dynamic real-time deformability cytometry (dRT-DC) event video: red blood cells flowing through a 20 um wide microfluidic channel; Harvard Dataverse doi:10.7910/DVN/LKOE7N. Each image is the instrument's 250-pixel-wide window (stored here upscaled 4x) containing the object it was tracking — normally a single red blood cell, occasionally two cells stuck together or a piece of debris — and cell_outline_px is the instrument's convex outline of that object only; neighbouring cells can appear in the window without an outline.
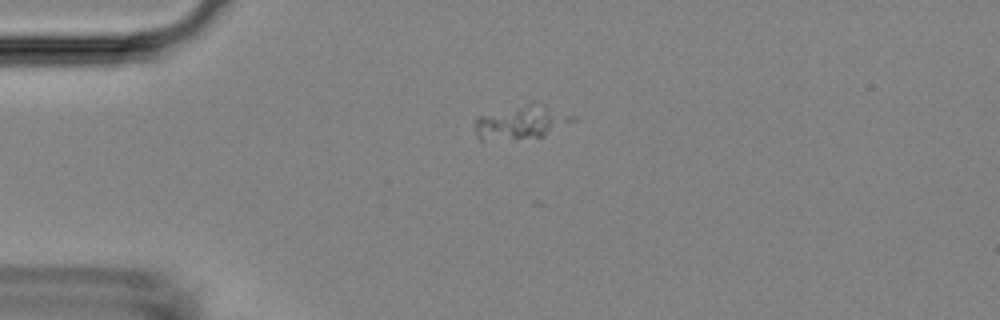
{"species": "Egyptian fruit bat (a non-hibernating species)", "species_latin": "Rousettus aegyptiacus", "temperature_condition": "room temperature", "stored_images_in_passage": 2, "camera_frame_rate_fps": 3000, "um_per_image_px": 0.085, "animal": {"sex": "female"}, "frame": {"image": 1, "passage_image": 1, "time_ms": 0.0, "image_size_px": [1000, 320], "cell_outline_px": [[556, 120], [544, 136], [480, 140], [476, 136], [472, 124], [476, 116], [528, 104]], "centroid_in_image_um": [43.57, 10.51], "position_along_channel_um": 41.4, "area_um2": 15.2}}